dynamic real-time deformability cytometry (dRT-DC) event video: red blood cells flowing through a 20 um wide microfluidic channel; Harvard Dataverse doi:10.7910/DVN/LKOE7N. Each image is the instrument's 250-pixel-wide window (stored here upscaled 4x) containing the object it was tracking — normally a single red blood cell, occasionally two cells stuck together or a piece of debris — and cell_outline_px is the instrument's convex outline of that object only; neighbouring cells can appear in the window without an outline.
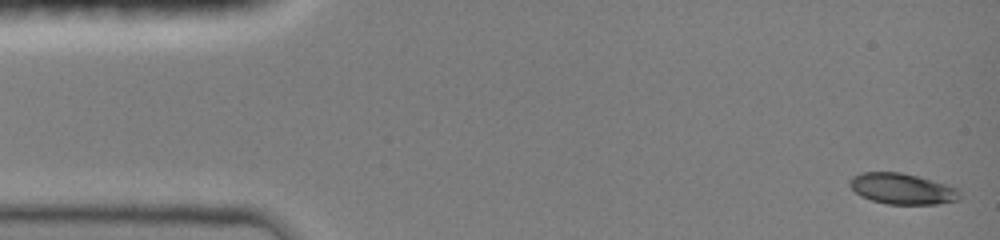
{"species": "common noctule bat (a hibernating species)", "species_latin": "Nyctalus noctula", "temperature_condition": "room temperature", "stored_images_in_passage": 47, "camera_frame_rate_fps": 3000, "um_per_image_px": 0.085, "animal": {"sex": "female", "body_mass_g": 19.0, "forearm_length_mm": 51.5}, "frame": {"image": 1, "passage_image": 1, "time_ms": 0.0, "image_size_px": [1000, 240], "cell_outline_px": [[960, 200], [936, 204], [888, 204], [872, 200], [860, 196], [848, 184], [848, 180], [852, 176], [864, 172], [900, 172], [948, 184], [956, 188], [960, 192]], "centroid_in_image_um": [76.68, 16.04], "position_along_channel_um": 8.3, "area_um2": 19.83}}
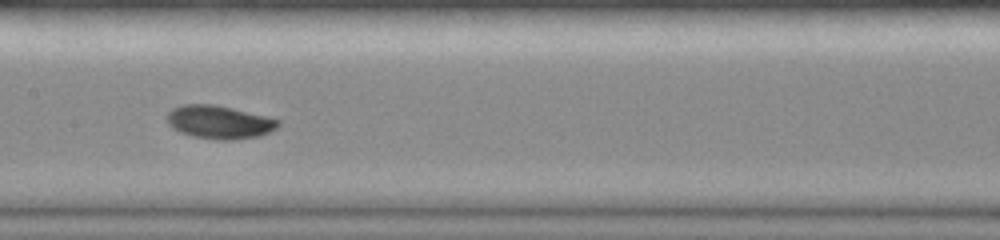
{"frame": {"image": 2, "passage_image": 23, "time_ms": 7.333, "image_size_px": [1000, 240], "cell_outline_px": [[280, 124], [276, 128], [260, 136], [236, 140], [216, 140], [192, 136], [180, 132], [172, 128], [168, 124], [168, 112], [172, 108], [184, 104], [216, 104], [280, 120]], "centroid_in_image_um": [18.62, 10.39], "position_along_channel_um": 188.8, "area_um2": 21.56}}
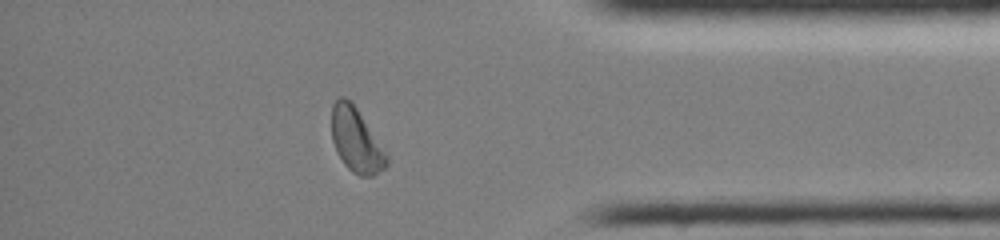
{"frame": {"image": 3, "passage_image": 40, "time_ms": 13.0, "image_size_px": [1000, 240], "cell_outline_px": [[388, 164], [384, 168], [372, 176], [360, 176], [352, 172], [344, 164], [336, 152], [332, 140], [332, 104], [340, 96], [344, 96], [352, 100], [388, 156]], "centroid_in_image_um": [30.25, 11.9], "position_along_channel_um": 404.9, "area_um2": 20.58}, "authors_computed_cell_mechanics": {"area_um2": 20.519, "velocity_mm_per_s": 4.0477, "shape_relaxation_time_tau1_ms": 3.6024, "shape_relaxation_time_tau2_ms": null, "deformation_change_tau1": 0.1279, "deformation_change_tau2": null}}